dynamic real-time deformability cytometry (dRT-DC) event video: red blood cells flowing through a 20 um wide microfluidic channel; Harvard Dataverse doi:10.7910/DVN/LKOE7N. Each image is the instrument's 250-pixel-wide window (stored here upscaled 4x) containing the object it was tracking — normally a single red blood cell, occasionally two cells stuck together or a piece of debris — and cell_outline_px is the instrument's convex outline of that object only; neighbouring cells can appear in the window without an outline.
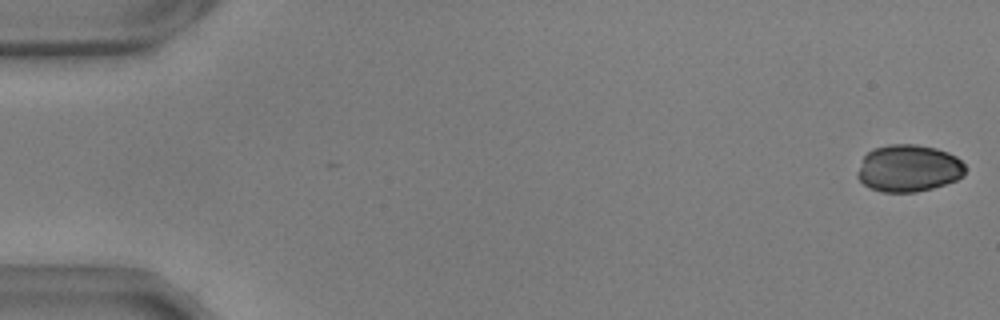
{"species": "common noctule bat (a hibernating species)", "species_latin": "Nyctalus noctula", "temperature_condition": "warm", "stored_images_in_passage": 52, "camera_frame_rate_fps": 3000, "um_per_image_px": 0.085, "animal": {"sex": "male", "body_mass_g": 17.9, "forearm_length_mm": 54.2}, "frame": {"image": 1, "passage_image": 1, "time_ms": 0.0, "image_size_px": [1000, 320], "cell_outline_px": [[964, 176], [956, 180], [932, 188], [916, 192], [880, 192], [864, 184], [856, 176], [856, 172], [864, 156], [872, 148], [888, 144], [916, 144], [936, 148], [948, 152], [956, 156], [964, 164]], "centroid_in_image_um": [77.21, 14.29], "position_along_channel_um": 7.8, "area_um2": 29.71}}
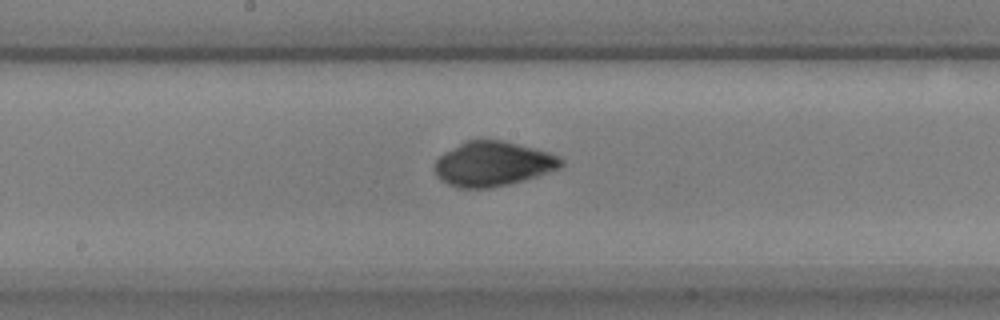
{"frame": {"image": 2, "passage_image": 29, "time_ms": 9.333, "image_size_px": [1000, 320], "cell_outline_px": [[564, 164], [560, 168], [524, 180], [492, 188], [456, 188], [440, 180], [436, 176], [432, 168], [436, 160], [444, 152], [464, 140], [504, 140], [548, 152], [560, 156], [564, 160]], "centroid_in_image_um": [41.86, 13.93], "position_along_channel_um": 206.3, "area_um2": 33.23}}
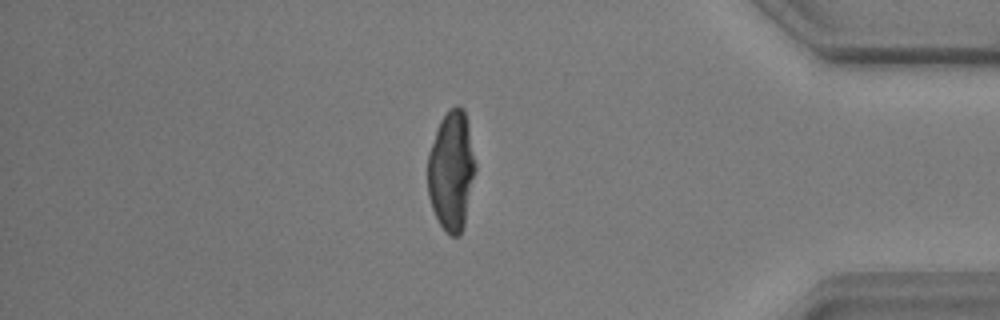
{"frame": {"image": 3, "passage_image": 47, "time_ms": 15.333, "image_size_px": [1000, 320], "cell_outline_px": [[476, 168], [464, 224], [460, 236], [448, 236], [440, 224], [432, 208], [428, 196], [428, 152], [436, 128], [440, 120], [456, 104], [460, 104], [464, 108], [468, 124], [476, 164]], "centroid_in_image_um": [38.37, 14.5], "position_along_channel_um": 396.8, "area_um2": 33.35}}